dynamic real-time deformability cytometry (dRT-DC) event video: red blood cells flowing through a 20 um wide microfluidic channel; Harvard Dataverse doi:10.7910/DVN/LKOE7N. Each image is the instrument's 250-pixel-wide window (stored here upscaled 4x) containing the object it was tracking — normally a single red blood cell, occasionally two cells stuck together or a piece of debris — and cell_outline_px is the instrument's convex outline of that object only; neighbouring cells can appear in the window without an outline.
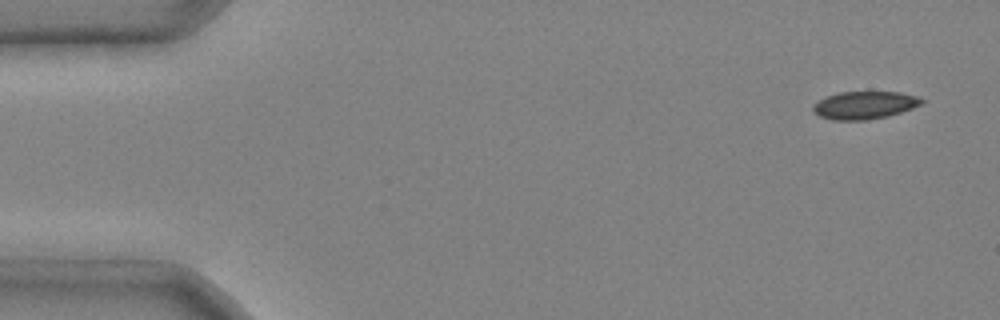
{"species": "common noctule bat (a hibernating species)", "species_latin": "Nyctalus noctula", "temperature_condition": "cold", "stored_images_in_passage": 4, "camera_frame_rate_fps": 3000, "um_per_image_px": 0.085, "animal": {"sex": "male", "body_mass_g": 20.4}, "frame": {"image": 1, "passage_image": 1, "time_ms": 0.0, "image_size_px": [1000, 320], "cell_outline_px": [[924, 100], [920, 104], [912, 108], [888, 116], [868, 120], [832, 120], [820, 116], [812, 108], [812, 104], [828, 96], [840, 92], [900, 92], [916, 96]], "centroid_in_image_um": [73.47, 8.94], "position_along_channel_um": 11.5, "area_um2": 17.34}}
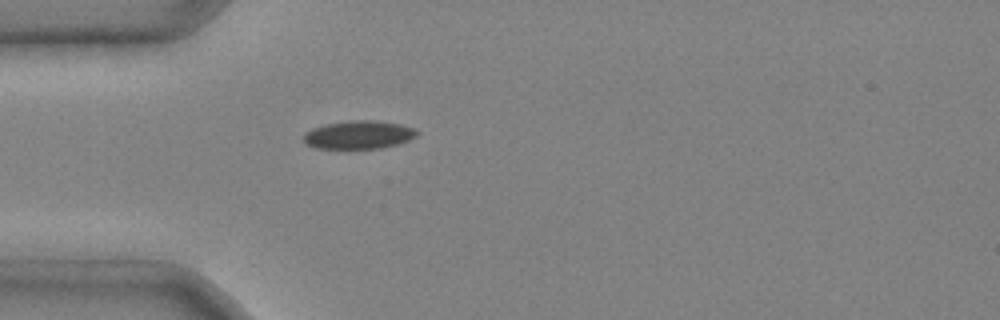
{"frame": {"image": 2, "passage_image": 4, "time_ms": 1.0, "image_size_px": [1000, 320], "cell_outline_px": [[420, 132], [416, 136], [408, 140], [396, 144], [380, 148], [316, 148], [308, 144], [304, 140], [304, 132], [312, 128], [328, 124], [352, 120], [376, 120], [400, 124], [416, 128]], "centroid_in_image_um": [30.53, 11.44], "position_along_channel_um": 54.5, "area_um2": 18.5}}